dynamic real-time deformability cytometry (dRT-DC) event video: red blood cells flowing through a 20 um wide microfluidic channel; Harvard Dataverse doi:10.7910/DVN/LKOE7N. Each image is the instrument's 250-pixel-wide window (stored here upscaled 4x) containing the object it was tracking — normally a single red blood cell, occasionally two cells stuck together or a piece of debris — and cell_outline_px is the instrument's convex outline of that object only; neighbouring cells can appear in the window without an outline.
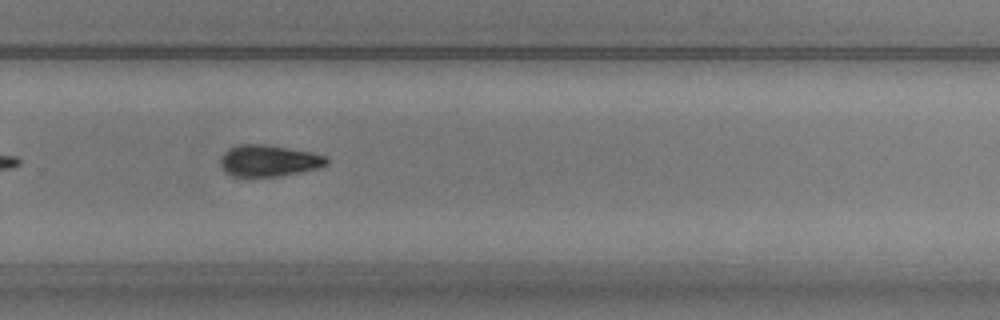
{"species": "common noctule bat (a hibernating species)", "species_latin": "Nyctalus noctula", "temperature_condition": "warm", "stored_images_in_passage": 33, "camera_frame_rate_fps": 3000, "um_per_image_px": 0.085, "animal": {"sex": "male", "body_mass_g": 20.5, "forearm_length_mm": 52.5}, "frame": {"image": 1, "passage_image": 22, "time_ms": 7.0, "image_size_px": [1000, 320], "cell_outline_px": [[328, 164], [316, 168], [300, 172], [276, 176], [232, 176], [224, 172], [220, 164], [220, 160], [224, 152], [228, 148], [240, 144], [268, 144], [312, 152], [328, 156]], "centroid_in_image_um": [22.84, 13.64], "position_along_channel_um": 307.0, "area_um2": 19.59}, "authors_computed_cell_mechanics": {"area_um2": 20.23, "velocity_mm_per_s": 3.7413, "shape_relaxation_time_tau1_ms": 2.4327, "shape_relaxation_time_tau2_ms": null, "deformation_change_tau1": 0.1316, "deformation_change_tau2": null}}